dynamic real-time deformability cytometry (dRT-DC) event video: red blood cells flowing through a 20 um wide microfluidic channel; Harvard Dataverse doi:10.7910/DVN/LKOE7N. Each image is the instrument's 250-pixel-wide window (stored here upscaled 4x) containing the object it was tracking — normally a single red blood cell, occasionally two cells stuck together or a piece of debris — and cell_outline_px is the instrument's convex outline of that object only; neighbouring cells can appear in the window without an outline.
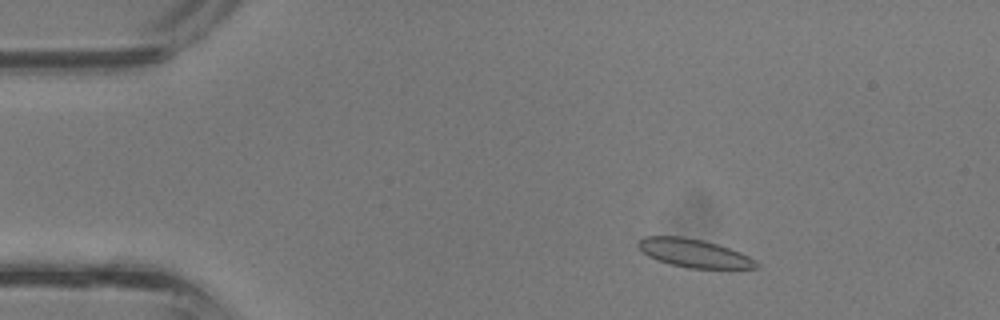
{"species": "common noctule bat (a hibernating species)", "species_latin": "Nyctalus noctula", "temperature_condition": "room temperature", "stored_images_in_passage": 35, "camera_frame_rate_fps": 3000, "um_per_image_px": 0.085, "animal": {"sex": "male", "body_mass_g": 13.3}, "frame": {"image": 1, "passage_image": 3, "time_ms": 0.667, "image_size_px": [1000, 320], "cell_outline_px": [[760, 268], [688, 268], [668, 264], [656, 260], [648, 256], [636, 244], [644, 236], [684, 236], [704, 240], [740, 252], [756, 260], [760, 264]], "centroid_in_image_um": [58.99, 21.52], "position_along_channel_um": 26.0, "area_um2": 19.54}}
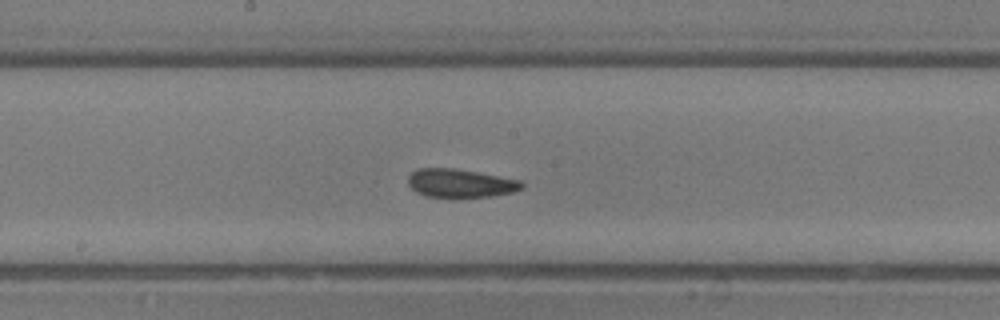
{"frame": {"image": 2, "passage_image": 17, "time_ms": 5.333, "image_size_px": [1000, 320], "cell_outline_px": [[524, 188], [512, 192], [492, 196], [424, 196], [416, 192], [408, 184], [408, 176], [416, 168], [456, 168], [520, 180], [524, 184]], "centroid_in_image_um": [39.12, 15.55], "position_along_channel_um": 209.1, "area_um2": 18.67}}
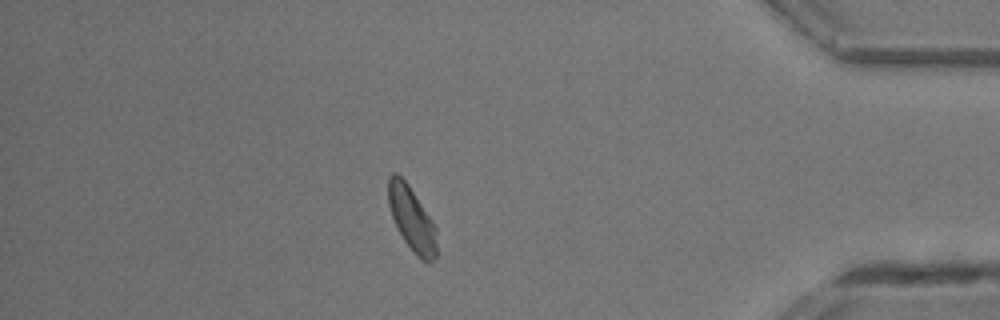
{"frame": {"image": 3, "passage_image": 30, "time_ms": 9.667, "image_size_px": [1000, 320], "cell_outline_px": [[436, 256], [428, 264], [404, 240], [396, 228], [388, 204], [388, 176], [392, 172], [396, 172], [408, 184], [432, 220], [436, 228]], "centroid_in_image_um": [34.98, 18.55], "position_along_channel_um": 400.2, "area_um2": 17.8}}